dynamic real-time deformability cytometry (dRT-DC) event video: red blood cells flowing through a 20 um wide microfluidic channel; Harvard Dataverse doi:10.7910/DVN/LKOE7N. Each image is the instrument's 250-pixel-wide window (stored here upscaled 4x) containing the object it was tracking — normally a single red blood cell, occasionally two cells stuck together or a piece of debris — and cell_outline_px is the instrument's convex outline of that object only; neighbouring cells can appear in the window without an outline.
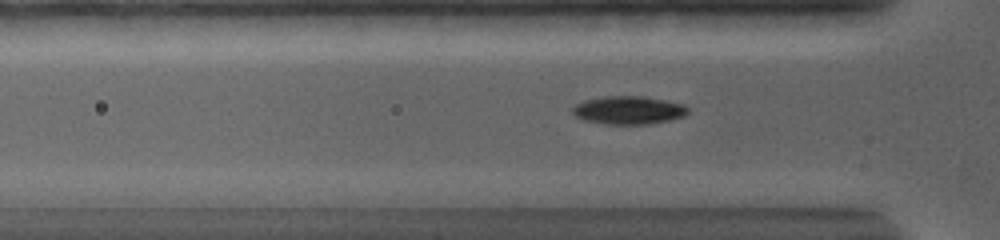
{"species": "common noctule bat (a hibernating species)", "species_latin": "Nyctalus noctula", "temperature_condition": "warm", "stored_images_in_passage": 55, "camera_frame_rate_fps": 5000, "um_per_image_px": 0.085, "animal": {"sex": "female", "body_mass_g": 19.0, "forearm_length_mm": 56.7}, "frame": {"image": 1, "passage_image": 12, "time_ms": 3.6, "image_size_px": [1000, 240], "cell_outline_px": [[688, 112], [684, 116], [672, 120], [648, 124], [608, 124], [584, 120], [576, 116], [572, 112], [572, 108], [576, 104], [584, 100], [604, 96], [644, 96], [684, 104], [688, 108]], "centroid_in_image_um": [53.44, 9.36], "position_along_channel_um": 72.4, "area_um2": 18.96}}
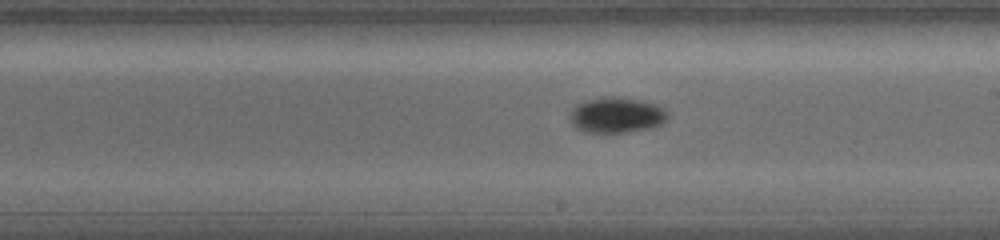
{"frame": {"image": 2, "passage_image": 26, "time_ms": 8.0, "image_size_px": [1000, 240], "cell_outline_px": [[668, 120], [652, 128], [624, 132], [584, 132], [576, 128], [572, 124], [568, 116], [572, 108], [576, 104], [588, 100], [604, 96], [620, 96], [640, 100], [656, 104], [664, 108], [668, 112]], "centroid_in_image_um": [52.4, 9.77], "position_along_channel_um": 236.6, "area_um2": 20.58}}
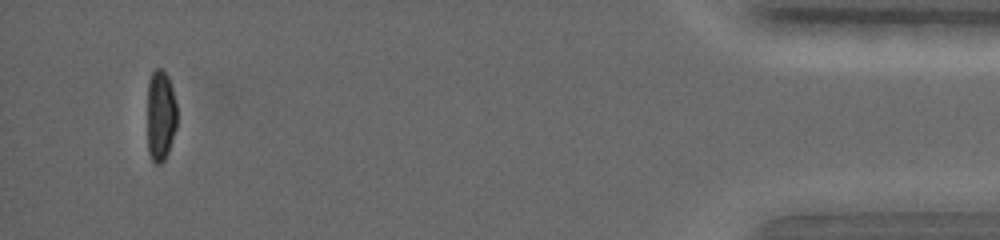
{"frame": {"image": 3, "passage_image": 50, "time_ms": 15.6, "image_size_px": [1000, 240], "cell_outline_px": [[176, 128], [168, 152], [164, 160], [160, 164], [156, 164], [152, 160], [148, 152], [148, 80], [152, 72], [156, 68], [160, 68], [168, 76], [172, 88], [176, 104]], "centroid_in_image_um": [13.65, 9.82], "position_along_channel_um": 421.6, "area_um2": 15.72}, "authors_computed_cell_mechanics": {"area_um2": 17.918, "velocity_mm_per_s": 3.7371, "shape_relaxation_time_tau1_ms": 2.819, "shape_relaxation_time_tau2_ms": null, "deformation_change_tau1": 0.1576, "deformation_change_tau2": null}}